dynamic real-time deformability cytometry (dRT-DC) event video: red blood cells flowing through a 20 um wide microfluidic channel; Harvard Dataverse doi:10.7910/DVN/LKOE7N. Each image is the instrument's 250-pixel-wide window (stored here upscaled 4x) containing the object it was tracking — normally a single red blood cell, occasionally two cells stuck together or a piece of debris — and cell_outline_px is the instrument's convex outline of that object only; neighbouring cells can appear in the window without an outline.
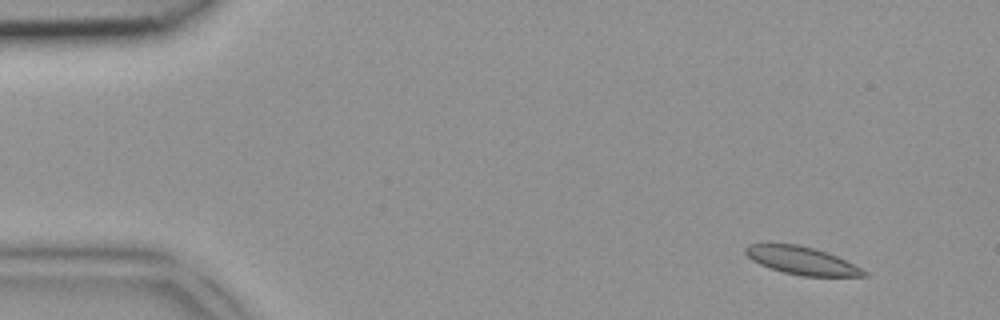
{"species": "common noctule bat (a hibernating species)", "species_latin": "Nyctalus noctula", "temperature_condition": "room temperature", "stored_images_in_passage": 4, "camera_frame_rate_fps": 3000, "um_per_image_px": 0.085, "animal": {"sex": "female", "body_mass_g": 18.4}, "frame": {"image": 1, "passage_image": 1, "time_ms": 0.0, "image_size_px": [1000, 320], "cell_outline_px": [[868, 276], [804, 276], [784, 272], [760, 264], [752, 260], [744, 252], [744, 248], [748, 244], [800, 244], [816, 248], [836, 256], [868, 272]], "centroid_in_image_um": [68.14, 22.14], "position_along_channel_um": 16.9, "area_um2": 18.96}}
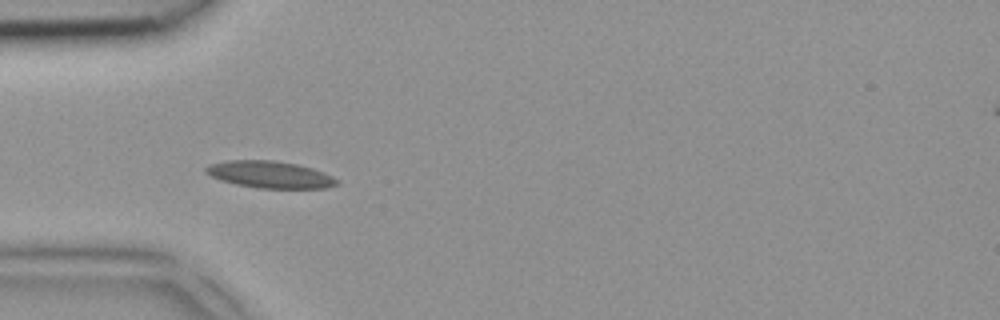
{"frame": {"image": 2, "passage_image": 4, "time_ms": 1.0, "image_size_px": [1000, 320], "cell_outline_px": [[340, 184], [328, 188], [256, 188], [236, 184], [220, 180], [204, 172], [204, 168], [208, 164], [228, 160], [272, 160], [296, 164], [312, 168], [324, 172], [332, 176]], "centroid_in_image_um": [22.93, 14.84], "position_along_channel_um": 62.1, "area_um2": 20.63}}